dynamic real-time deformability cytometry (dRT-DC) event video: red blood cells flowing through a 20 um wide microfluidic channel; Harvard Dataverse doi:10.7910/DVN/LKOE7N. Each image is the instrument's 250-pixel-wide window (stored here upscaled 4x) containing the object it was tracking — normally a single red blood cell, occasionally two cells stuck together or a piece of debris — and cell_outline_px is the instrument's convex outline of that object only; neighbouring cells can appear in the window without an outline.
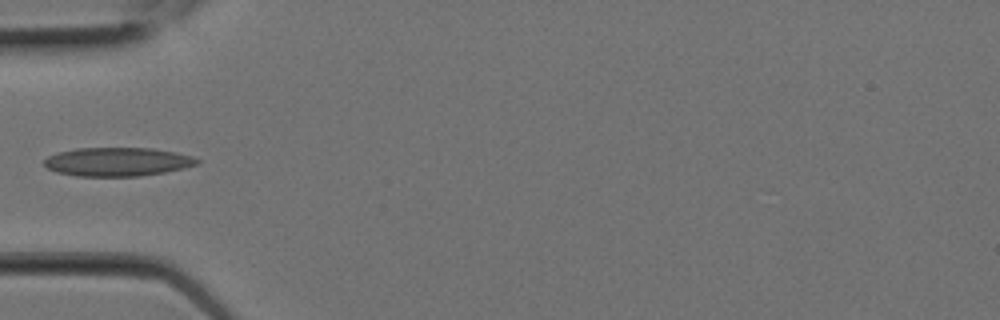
{"species": "Egyptian fruit bat (a non-hibernating species)", "species_latin": "Rousettus aegyptiacus", "temperature_condition": "room temperature", "stored_images_in_passage": 8, "camera_frame_rate_fps": 3000, "um_per_image_px": 0.085, "animal": {"sex": "female"}, "frame": {"image": 1, "passage_image": 6, "time_ms": 1.667, "image_size_px": [1000, 320], "cell_outline_px": [[200, 164], [184, 168], [164, 172], [140, 176], [76, 176], [56, 172], [48, 168], [44, 164], [44, 160], [48, 156], [60, 152], [76, 148], [152, 148], [176, 152], [192, 156], [200, 160]], "centroid_in_image_um": [10.01, 13.75], "position_along_channel_um": 75.0, "area_um2": 25.61}}
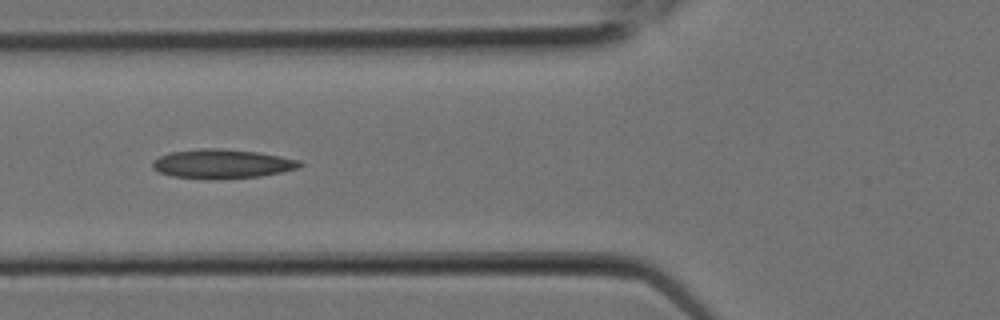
{"frame": {"image": 2, "passage_image": 7, "time_ms": 2.0, "image_size_px": [1000, 320], "cell_outline_px": [[304, 164], [300, 168], [260, 176], [216, 180], [172, 176], [160, 172], [152, 168], [152, 160], [160, 156], [172, 152], [204, 148], [220, 148], [260, 152], [300, 160]], "centroid_in_image_um": [18.9, 13.93], "position_along_channel_um": 106.9, "area_um2": 25.2}}
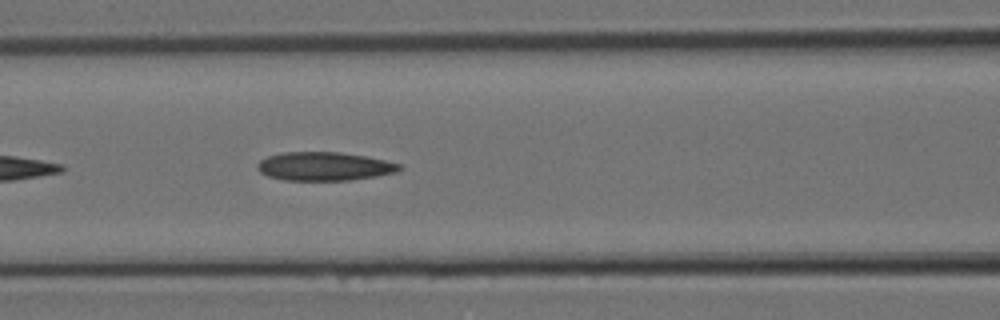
{"frame": {"image": 3, "passage_image": 8, "time_ms": 2.333, "image_size_px": [1000, 320], "cell_outline_px": [[400, 168], [396, 172], [376, 176], [352, 180], [284, 180], [268, 176], [260, 172], [256, 168], [256, 164], [260, 160], [268, 156], [284, 152], [340, 152], [368, 156], [400, 164]], "centroid_in_image_um": [27.54, 14.13], "position_along_channel_um": 139.1, "area_um2": 23.64}}